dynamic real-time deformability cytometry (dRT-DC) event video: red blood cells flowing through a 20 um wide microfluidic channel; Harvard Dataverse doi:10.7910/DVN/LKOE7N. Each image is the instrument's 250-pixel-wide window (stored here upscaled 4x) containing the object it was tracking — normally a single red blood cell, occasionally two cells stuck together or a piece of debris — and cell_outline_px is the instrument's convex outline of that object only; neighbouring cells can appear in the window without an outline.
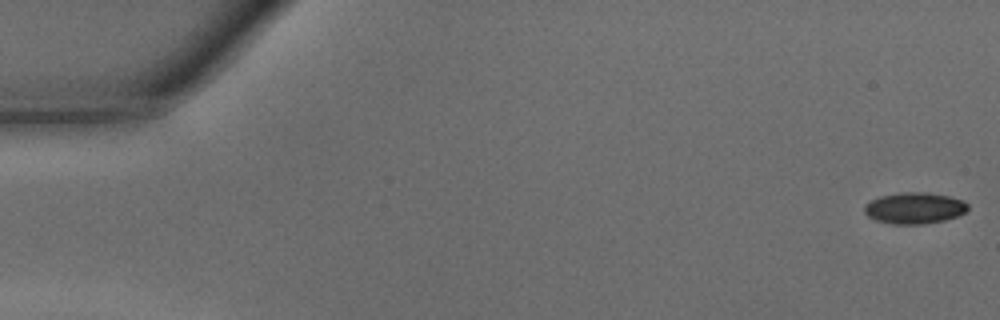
{"species": "common noctule bat (a hibernating species)", "species_latin": "Nyctalus noctula", "temperature_condition": "warm", "stored_images_in_passage": 47, "camera_frame_rate_fps": 3000, "um_per_image_px": 0.085, "animal": {"sex": "male", "body_mass_g": 15.6}, "frame": {"image": 1, "passage_image": 1, "time_ms": 0.0, "image_size_px": [1000, 320], "cell_outline_px": [[968, 208], [964, 212], [956, 216], [944, 220], [924, 224], [892, 224], [876, 220], [868, 216], [864, 212], [864, 204], [880, 196], [900, 192], [928, 192], [948, 196], [964, 200], [968, 204]], "centroid_in_image_um": [77.72, 17.68], "position_along_channel_um": 7.3, "area_um2": 18.9}}
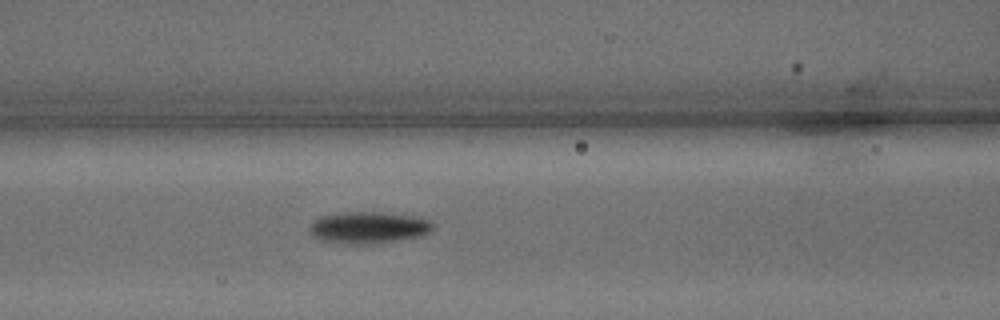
{"frame": {"image": 2, "passage_image": 20, "time_ms": 6.333, "image_size_px": [1000, 320], "cell_outline_px": [[432, 228], [428, 232], [420, 236], [404, 240], [364, 244], [352, 244], [320, 240], [312, 236], [308, 228], [312, 220], [320, 216], [340, 212], [380, 212], [412, 216], [428, 220], [432, 224]], "centroid_in_image_um": [31.25, 19.34], "position_along_channel_um": 135.4, "area_um2": 22.83}}
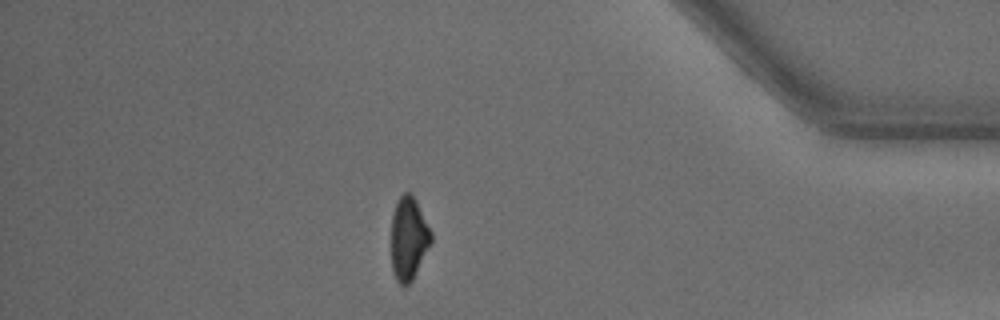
{"frame": {"image": 3, "passage_image": 41, "time_ms": 13.333, "image_size_px": [1000, 320], "cell_outline_px": [[432, 240], [412, 280], [408, 284], [400, 284], [396, 280], [392, 272], [392, 212], [400, 196], [404, 192], [412, 192], [432, 232]], "centroid_in_image_um": [34.73, 20.23], "position_along_channel_um": 400.5, "area_um2": 19.13}, "authors_computed_cell_mechanics": {"area_um2": 20.8658, "velocity_mm_per_s": 4.3159, "shape_relaxation_time_tau1_ms": 1.9666, "shape_relaxation_time_tau2_ms": null, "deformation_change_tau1": 0.1251, "deformation_change_tau2": null}}